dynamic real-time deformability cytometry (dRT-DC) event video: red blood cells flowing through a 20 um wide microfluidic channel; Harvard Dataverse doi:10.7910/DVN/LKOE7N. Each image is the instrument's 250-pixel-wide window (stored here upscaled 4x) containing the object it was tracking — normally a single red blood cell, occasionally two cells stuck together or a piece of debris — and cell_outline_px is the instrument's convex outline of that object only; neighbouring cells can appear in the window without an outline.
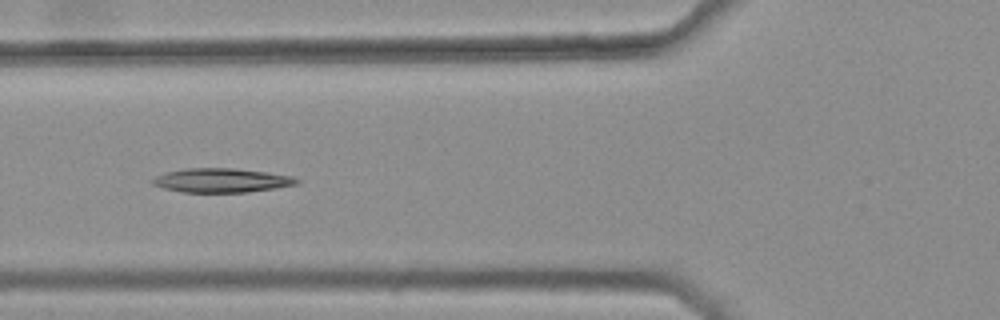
{"species": "common noctule bat (a hibernating species)", "species_latin": "Nyctalus noctula", "temperature_condition": "warm", "stored_images_in_passage": 29, "camera_frame_rate_fps": 3000, "um_per_image_px": 0.085, "animal": {"sex": "female", "body_mass_g": 25.1}, "frame": {"image": 1, "passage_image": 5, "time_ms": 1.333, "image_size_px": [1000, 320], "cell_outline_px": [[300, 184], [276, 188], [248, 192], [184, 192], [164, 188], [152, 184], [148, 180], [156, 176], [168, 172], [184, 168], [236, 168], [292, 176], [300, 180]], "centroid_in_image_um": [18.83, 15.33], "position_along_channel_um": 107.0, "area_um2": 20.29}}
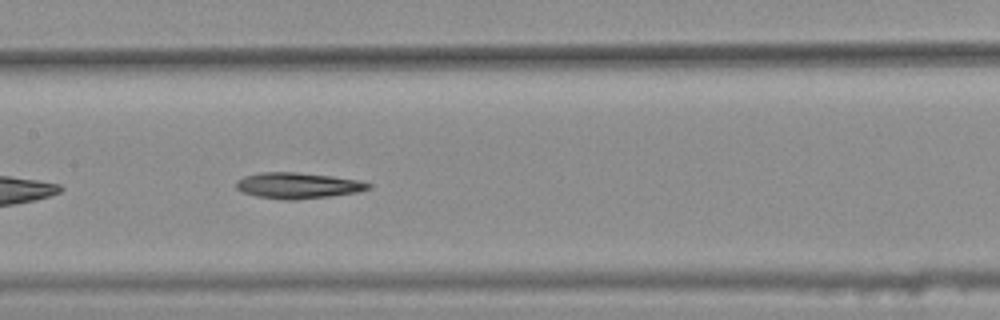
{"frame": {"image": 2, "passage_image": 11, "time_ms": 3.333, "image_size_px": [1000, 320], "cell_outline_px": [[372, 188], [360, 192], [332, 196], [296, 200], [284, 200], [256, 196], [240, 192], [236, 188], [236, 180], [244, 176], [260, 172], [296, 172], [332, 176], [360, 180], [372, 184]], "centroid_in_image_um": [25.33, 15.77], "position_along_channel_um": 182.1, "area_um2": 20.35}}
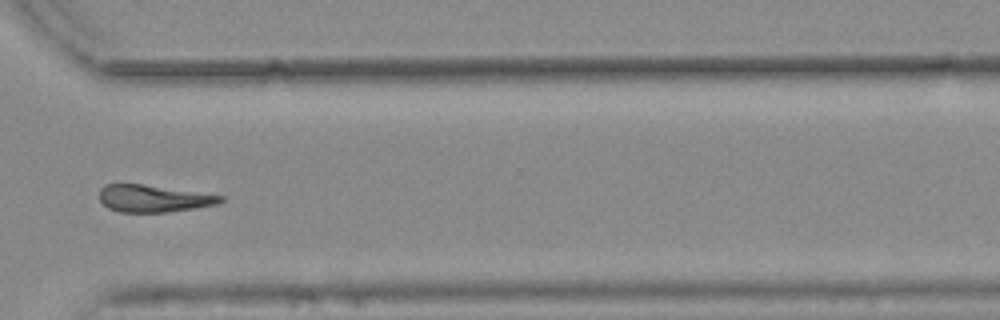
{"frame": {"image": 3, "passage_image": 25, "time_ms": 8.0, "image_size_px": [1000, 320], "cell_outline_px": [[224, 200], [220, 204], [196, 208], [168, 212], [120, 212], [108, 208], [100, 200], [100, 188], [104, 184], [144, 184], [224, 196]], "centroid_in_image_um": [13.06, 16.87], "position_along_channel_um": 357.5, "area_um2": 19.19}}